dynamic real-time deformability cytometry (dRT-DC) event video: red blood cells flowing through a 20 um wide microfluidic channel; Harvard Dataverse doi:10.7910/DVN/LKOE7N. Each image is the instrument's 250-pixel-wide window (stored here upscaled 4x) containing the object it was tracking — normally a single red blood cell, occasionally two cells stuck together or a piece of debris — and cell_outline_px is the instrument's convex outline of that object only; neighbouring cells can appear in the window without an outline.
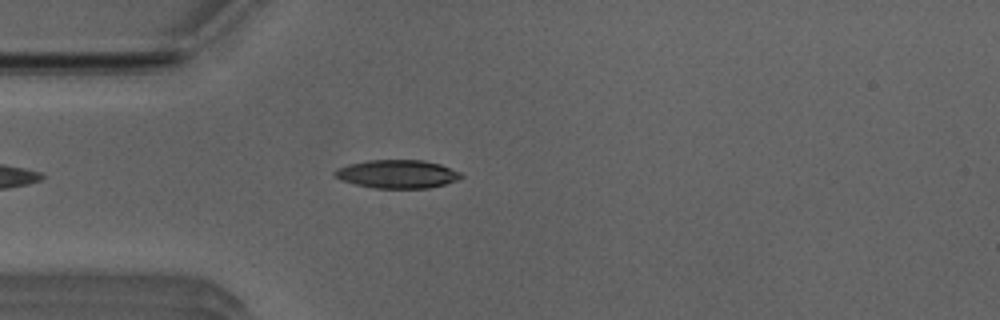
{"species": "Egyptian fruit bat (a non-hibernating species)", "species_latin": "Rousettus aegyptiacus", "temperature_condition": "room temperature", "stored_images_in_passage": 36, "camera_frame_rate_fps": 3000, "um_per_image_px": 0.085, "animal": {"sex": "male"}, "frame": {"image": 1, "passage_image": 5, "time_ms": 1.333, "image_size_px": [1000, 320], "cell_outline_px": [[464, 176], [456, 180], [444, 184], [428, 188], [376, 188], [356, 184], [344, 180], [336, 176], [332, 172], [336, 168], [348, 164], [368, 160], [424, 160], [440, 164], [460, 172]], "centroid_in_image_um": [33.77, 14.78], "position_along_channel_um": 51.2, "area_um2": 20.69}}
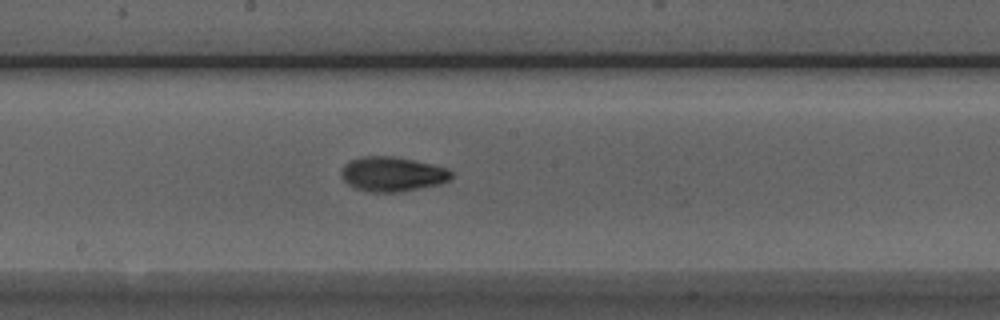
{"frame": {"image": 2, "passage_image": 18, "time_ms": 5.667, "image_size_px": [1000, 320], "cell_outline_px": [[452, 176], [448, 180], [440, 184], [400, 192], [368, 192], [356, 188], [348, 184], [344, 180], [340, 172], [344, 164], [352, 160], [364, 156], [392, 156], [432, 164], [448, 168], [452, 172]], "centroid_in_image_um": [33.35, 14.8], "position_along_channel_um": 214.9, "area_um2": 22.14}}
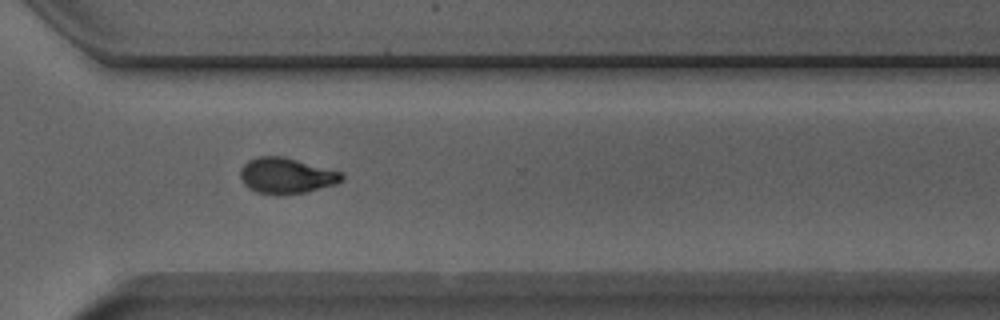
{"frame": {"image": 3, "passage_image": 28, "time_ms": 9.0, "image_size_px": [1000, 320], "cell_outline_px": [[344, 180], [336, 184], [308, 192], [276, 196], [256, 192], [248, 188], [244, 184], [240, 176], [240, 168], [248, 160], [256, 156], [284, 156], [344, 172]], "centroid_in_image_um": [24.36, 14.94], "position_along_channel_um": 346.2, "area_um2": 21.73}, "authors_computed_cell_mechanics": {"area_um2": 20.9814, "velocity_mm_per_s": 3.9531, "shape_relaxation_time_tau1_ms": 3.3227, "shape_relaxation_time_tau2_ms": 3.5059, "deformation_change_tau1": 0.1548, "deformation_change_tau2": 0.0875}}